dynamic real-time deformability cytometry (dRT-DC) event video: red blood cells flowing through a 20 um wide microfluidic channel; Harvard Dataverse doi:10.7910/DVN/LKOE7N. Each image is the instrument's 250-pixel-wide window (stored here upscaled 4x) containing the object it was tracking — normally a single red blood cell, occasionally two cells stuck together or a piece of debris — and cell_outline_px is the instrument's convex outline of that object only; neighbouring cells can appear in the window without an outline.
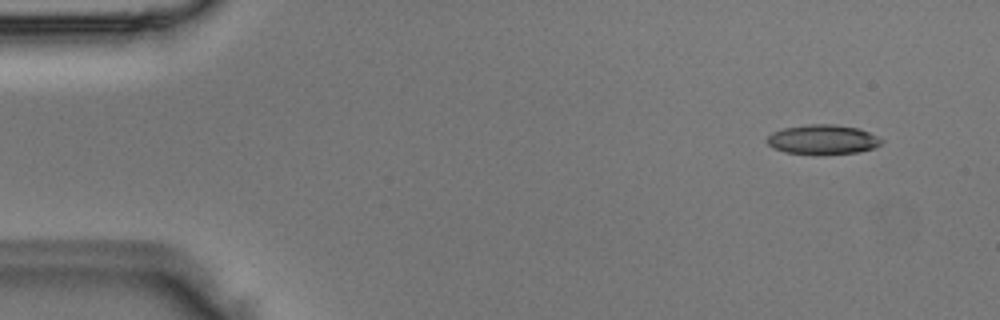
{"species": "Egyptian fruit bat (a non-hibernating species)", "species_latin": "Rousettus aegyptiacus", "temperature_condition": "room temperature", "stored_images_in_passage": 4, "camera_frame_rate_fps": 3000, "um_per_image_px": 0.085, "animal": {"sex": "male"}, "frame": {"image": 1, "passage_image": 1, "time_ms": 0.0, "image_size_px": [1000, 320], "cell_outline_px": [[884, 140], [880, 144], [872, 148], [856, 152], [784, 152], [772, 148], [764, 140], [772, 132], [784, 128], [808, 124], [836, 124], [856, 128], [868, 132]], "centroid_in_image_um": [69.88, 11.82], "position_along_channel_um": 15.1, "area_um2": 19.02}}